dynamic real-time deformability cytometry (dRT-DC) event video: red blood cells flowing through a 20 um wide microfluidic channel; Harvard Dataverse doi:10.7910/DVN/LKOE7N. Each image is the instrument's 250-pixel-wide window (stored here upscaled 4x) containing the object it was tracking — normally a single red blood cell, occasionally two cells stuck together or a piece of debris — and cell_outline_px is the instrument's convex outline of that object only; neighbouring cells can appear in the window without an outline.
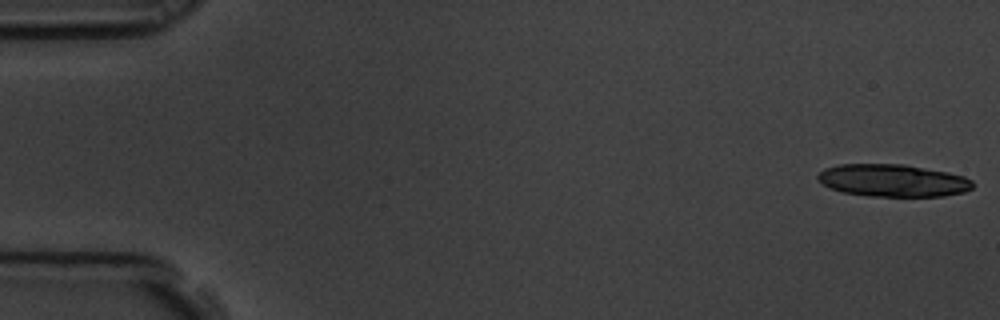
{"species": "common noctule bat (a hibernating species)", "species_latin": "Nyctalus noctula", "temperature_condition": "room temperature", "stored_images_in_passage": 6, "camera_frame_rate_fps": 3000, "um_per_image_px": 0.085, "animal": {"sex": "male", "body_mass_g": 19.5, "forearm_length_mm": 54.6}, "frame": {"image": 1, "passage_image": 1, "time_ms": 0.0, "image_size_px": [1000, 320], "cell_outline_px": [[972, 188], [964, 192], [944, 196], [868, 196], [844, 192], [832, 188], [824, 184], [816, 176], [824, 168], [840, 164], [904, 164], [948, 172], [964, 176], [972, 180]], "centroid_in_image_um": [75.91, 15.33], "position_along_channel_um": 9.1, "area_um2": 29.13}}